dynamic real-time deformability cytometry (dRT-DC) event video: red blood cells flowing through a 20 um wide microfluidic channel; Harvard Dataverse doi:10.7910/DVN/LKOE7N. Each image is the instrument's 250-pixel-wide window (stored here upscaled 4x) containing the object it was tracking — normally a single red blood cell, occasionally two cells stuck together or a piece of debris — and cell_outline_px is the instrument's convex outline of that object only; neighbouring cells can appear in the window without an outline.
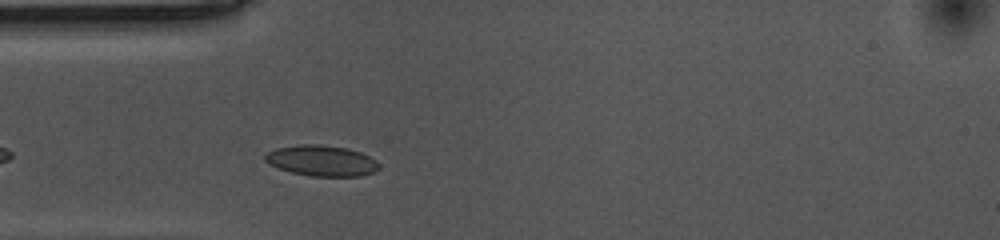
{"species": "common noctule bat (a hibernating species)", "species_latin": "Nyctalus noctula", "temperature_condition": "cold", "stored_images_in_passage": 33, "camera_frame_rate_fps": 3000, "um_per_image_px": 0.085, "animal": {"sex": "female", "body_mass_g": 10.0, "forearm_length_mm": 53.1}, "frame": {"image": 1, "passage_image": 5, "time_ms": 1.333, "image_size_px": [1000, 240], "cell_outline_px": [[380, 168], [372, 172], [360, 176], [312, 176], [292, 172], [268, 164], [264, 160], [264, 156], [268, 152], [276, 148], [300, 144], [320, 144], [348, 148], [360, 152], [376, 160], [380, 164]], "centroid_in_image_um": [27.34, 13.65], "position_along_channel_um": 57.7, "area_um2": 20.4}}
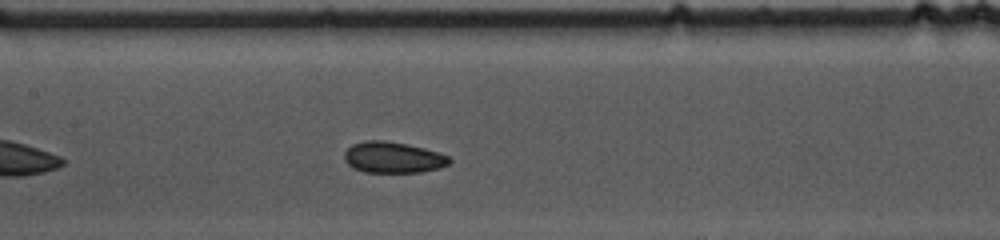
{"frame": {"image": 2, "passage_image": 15, "time_ms": 4.667, "image_size_px": [1000, 240], "cell_outline_px": [[452, 160], [448, 164], [440, 168], [420, 172], [364, 172], [352, 168], [344, 160], [344, 152], [352, 144], [364, 140], [384, 140], [408, 144], [424, 148], [448, 156]], "centroid_in_image_um": [33.37, 13.38], "position_along_channel_um": 174.0, "area_um2": 19.13}}
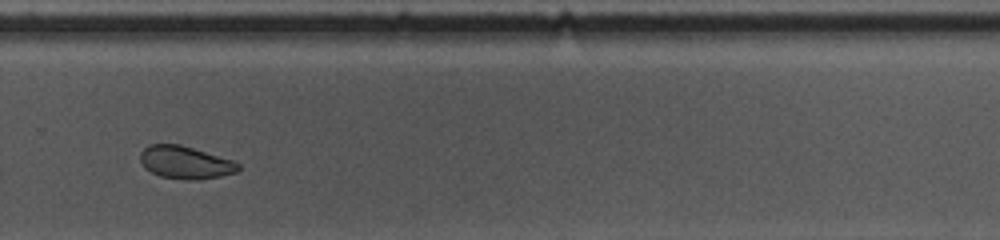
{"frame": {"image": 3, "passage_image": 27, "time_ms": 8.667, "image_size_px": [1000, 240], "cell_outline_px": [[240, 168], [236, 172], [220, 176], [196, 180], [184, 180], [160, 176], [144, 168], [140, 160], [140, 152], [148, 144], [180, 144], [232, 160], [240, 164]], "centroid_in_image_um": [15.72, 13.81], "position_along_channel_um": 314.1, "area_um2": 18.67}, "authors_computed_cell_mechanics": {"area_um2": 19.4208, "velocity_mm_per_s": 3.5161, "shape_relaxation_time_tau1_ms": 3.4617, "shape_relaxation_time_tau2_ms": 6.7552, "deformation_change_tau1": 0.0656, "deformation_change_tau2": 0.0767}}